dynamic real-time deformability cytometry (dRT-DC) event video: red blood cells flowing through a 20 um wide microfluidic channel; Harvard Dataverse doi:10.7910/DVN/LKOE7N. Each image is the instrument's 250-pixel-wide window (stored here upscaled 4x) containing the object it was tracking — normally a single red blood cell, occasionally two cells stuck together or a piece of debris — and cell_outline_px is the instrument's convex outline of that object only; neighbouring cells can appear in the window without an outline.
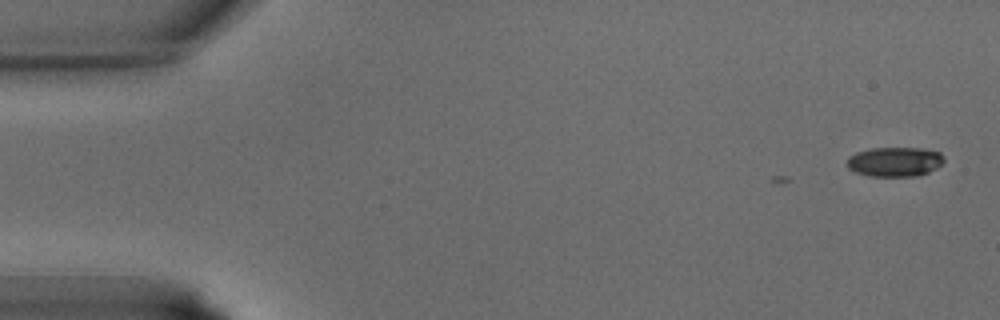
{"species": "common noctule bat (a hibernating species)", "species_latin": "Nyctalus noctula", "temperature_condition": "warm", "stored_images_in_passage": 4, "camera_frame_rate_fps": 3000, "um_per_image_px": 0.085, "animal": {"sex": "male", "body_mass_g": 15.6}, "frame": {"image": 1, "passage_image": 4, "time_ms": 1.0, "image_size_px": [1000, 320], "cell_outline_px": [[944, 160], [936, 168], [920, 176], [868, 176], [856, 172], [848, 168], [848, 156], [856, 152], [872, 148], [920, 148], [940, 152], [944, 156]], "centroid_in_image_um": [76.06, 13.75], "position_along_channel_um": 8.9, "area_um2": 16.7}}